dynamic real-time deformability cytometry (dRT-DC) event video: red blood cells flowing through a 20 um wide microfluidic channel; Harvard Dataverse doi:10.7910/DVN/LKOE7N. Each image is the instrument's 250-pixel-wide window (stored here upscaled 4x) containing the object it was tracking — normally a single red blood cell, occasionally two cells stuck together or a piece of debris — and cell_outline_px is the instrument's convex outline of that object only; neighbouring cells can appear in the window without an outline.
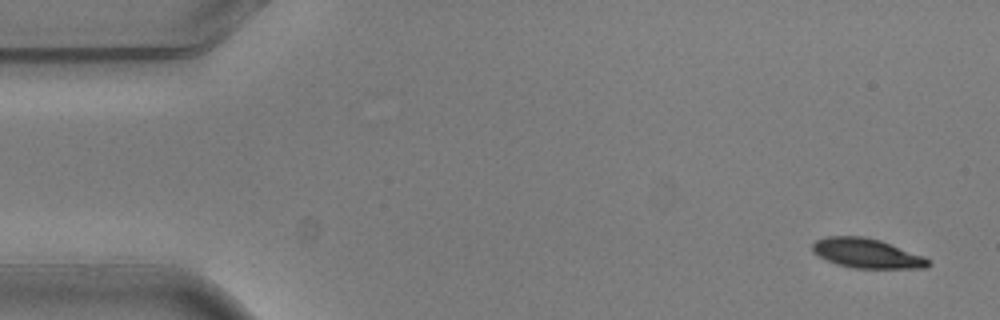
{"species": "common noctule bat (a hibernating species)", "species_latin": "Nyctalus noctula", "temperature_condition": "warm", "stored_images_in_passage": 5, "camera_frame_rate_fps": 3000, "um_per_image_px": 0.085, "animal": {"sex": "male", "body_mass_g": 20.5, "forearm_length_mm": 52.5}, "frame": {"image": 1, "passage_image": 1, "time_ms": 0.0, "image_size_px": [1000, 320], "cell_outline_px": [[932, 264], [928, 268], [852, 268], [836, 264], [812, 252], [812, 244], [816, 240], [824, 236], [864, 236], [880, 240], [924, 256]], "centroid_in_image_um": [73.68, 21.53], "position_along_channel_um": 11.3, "area_um2": 20.0}}
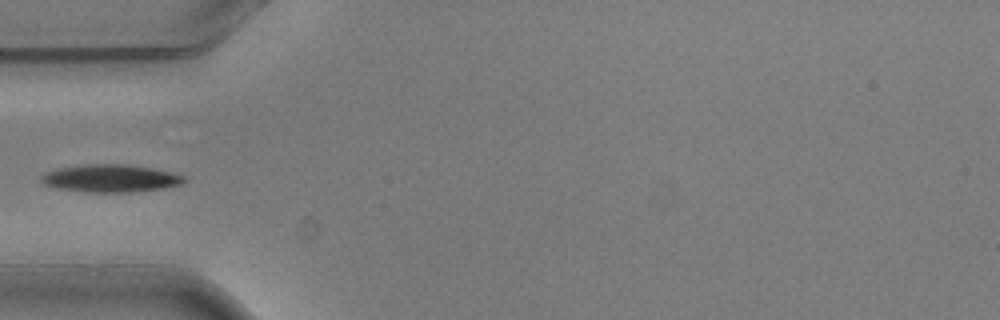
{"frame": {"image": 2, "passage_image": 4, "time_ms": 1.0, "image_size_px": [1000, 320], "cell_outline_px": [[184, 184], [164, 188], [132, 192], [80, 192], [56, 188], [44, 184], [40, 180], [40, 176], [48, 172], [60, 168], [88, 164], [128, 164], [152, 168], [172, 172], [184, 176]], "centroid_in_image_um": [9.41, 15.17], "position_along_channel_um": 75.6, "area_um2": 23.06}}